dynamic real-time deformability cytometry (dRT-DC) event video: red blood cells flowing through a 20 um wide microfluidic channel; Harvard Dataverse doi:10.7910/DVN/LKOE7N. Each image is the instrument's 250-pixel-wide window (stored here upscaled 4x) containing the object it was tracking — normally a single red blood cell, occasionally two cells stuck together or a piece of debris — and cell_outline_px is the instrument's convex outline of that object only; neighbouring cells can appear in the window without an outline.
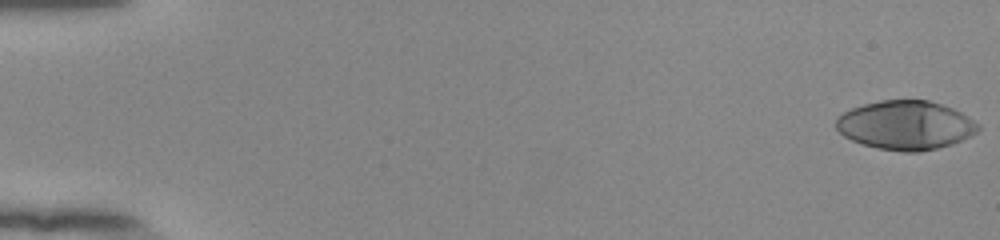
{"species": "human", "species_latin": "Homo sapiens", "temperature_condition": "room temperature", "stored_images_in_passage": 54, "camera_frame_rate_fps": 3000, "um_per_image_px": 0.085, "donor": {"sex": "female"}, "frame": {"image": 1, "passage_image": 1, "time_ms": 0.0, "image_size_px": [1000, 240], "cell_outline_px": [[980, 128], [976, 132], [952, 144], [920, 152], [904, 152], [876, 148], [852, 140], [844, 136], [836, 128], [836, 120], [844, 112], [852, 108], [864, 104], [880, 100], [928, 100], [952, 108], [960, 112], [980, 124]], "centroid_in_image_um": [76.97, 10.64], "position_along_channel_um": 8.0, "area_um2": 40.23}}
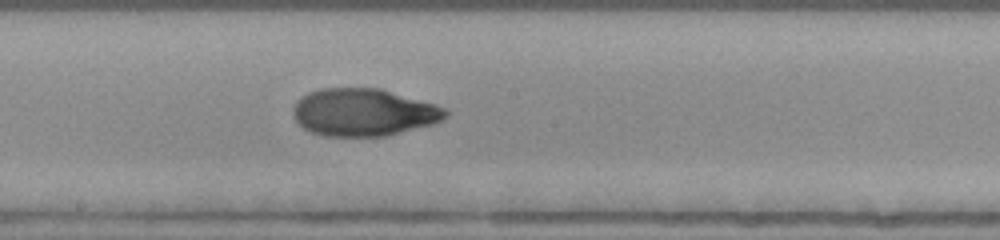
{"frame": {"image": 2, "passage_image": 31, "time_ms": 10.0, "image_size_px": [1000, 240], "cell_outline_px": [[448, 116], [432, 124], [384, 136], [324, 136], [312, 132], [304, 128], [292, 116], [292, 108], [296, 100], [300, 96], [308, 92], [320, 88], [380, 88], [436, 104], [448, 108]], "centroid_in_image_um": [30.88, 9.53], "position_along_channel_um": 217.3, "area_um2": 42.37}}
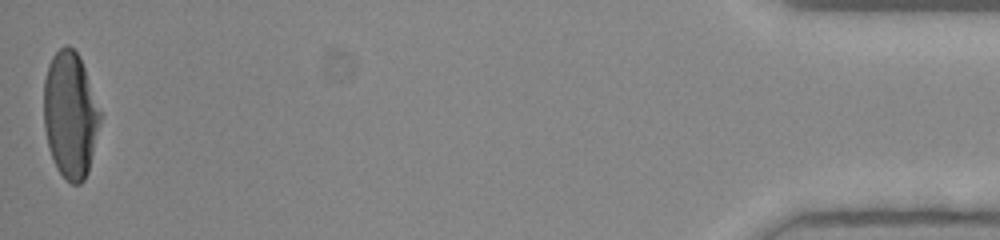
{"frame": {"image": 3, "passage_image": 54, "time_ms": 17.667, "image_size_px": [1000, 240], "cell_outline_px": [[100, 120], [88, 172], [84, 180], [80, 184], [72, 184], [56, 168], [48, 148], [44, 128], [44, 80], [48, 64], [52, 56], [64, 44], [68, 44], [80, 56], [100, 112]], "centroid_in_image_um": [5.94, 9.75], "position_along_channel_um": 429.3, "area_um2": 41.21}, "authors_computed_cell_mechanics": {"area_um2": 41.3559, "velocity_mm_per_s": 3.8964, "shape_relaxation_time_tau1_ms": 4.9458, "shape_relaxation_time_tau2_ms": 1.6498, "deformation_change_tau1": 0.2573, "deformation_change_tau2": 0.0473}}